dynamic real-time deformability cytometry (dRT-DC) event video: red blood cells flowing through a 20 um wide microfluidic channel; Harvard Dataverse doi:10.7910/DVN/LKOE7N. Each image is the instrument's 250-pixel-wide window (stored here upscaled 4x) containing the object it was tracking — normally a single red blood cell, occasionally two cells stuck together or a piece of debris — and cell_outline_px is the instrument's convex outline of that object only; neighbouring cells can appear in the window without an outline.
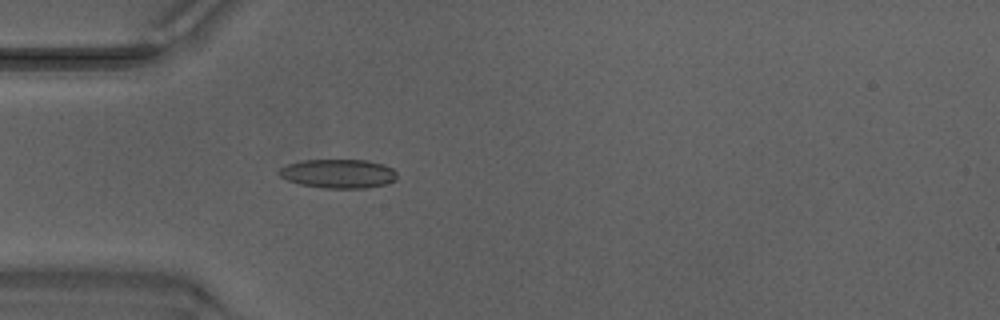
{"species": "Egyptian fruit bat (a non-hibernating species)", "species_latin": "Rousettus aegyptiacus", "temperature_condition": "warm", "stored_images_in_passage": 49, "camera_frame_rate_fps": 3000, "um_per_image_px": 0.085, "animal": {"sex": "male"}, "frame": {"image": 1, "passage_image": 15, "time_ms": 4.667, "image_size_px": [1000, 320], "cell_outline_px": [[396, 180], [384, 184], [364, 188], [324, 188], [300, 184], [288, 180], [280, 176], [276, 172], [280, 168], [288, 164], [304, 160], [368, 160], [384, 164], [392, 168], [396, 172]], "centroid_in_image_um": [28.75, 14.75], "position_along_channel_um": 56.2, "area_um2": 19.88}}
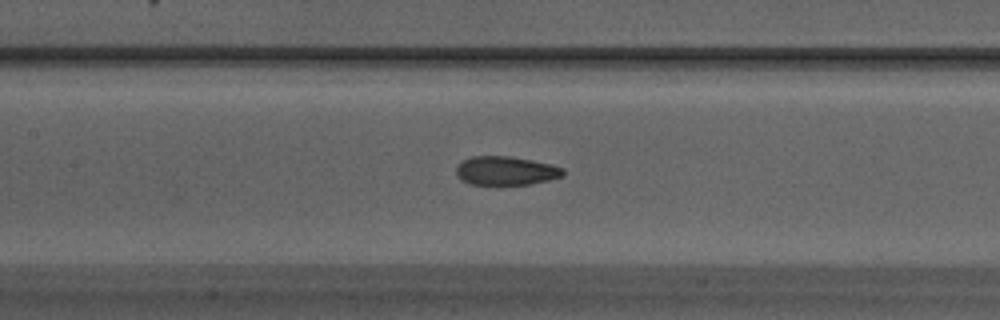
{"frame": {"image": 2, "passage_image": 23, "time_ms": 7.333, "image_size_px": [1000, 320], "cell_outline_px": [[564, 172], [560, 176], [548, 180], [528, 184], [472, 184], [460, 180], [456, 172], [456, 164], [472, 156], [508, 156], [532, 160], [552, 164], [564, 168]], "centroid_in_image_um": [42.97, 14.5], "position_along_channel_um": 164.4, "area_um2": 17.8}}
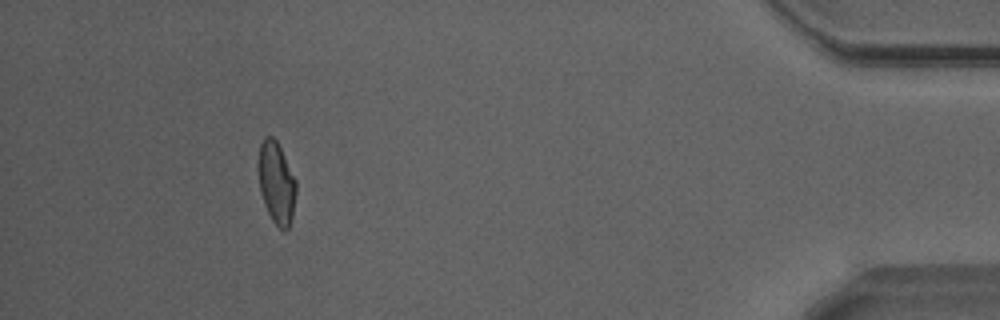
{"frame": {"image": 3, "passage_image": 45, "time_ms": 14.667, "image_size_px": [1000, 320], "cell_outline_px": [[296, 192], [292, 216], [288, 228], [284, 232], [272, 220], [264, 204], [260, 192], [256, 168], [256, 164], [260, 144], [264, 136], [272, 136], [276, 140], [296, 180]], "centroid_in_image_um": [23.45, 15.51], "position_along_channel_um": 411.7, "area_um2": 18.26}, "authors_computed_cell_mechanics": {"area_um2": 18.6116, "velocity_mm_per_s": 4.2388, "shape_relaxation_time_tau1_ms": null, "shape_relaxation_time_tau2_ms": 1.7753, "deformation_change_tau1": null, "deformation_change_tau2": 0.0823}}